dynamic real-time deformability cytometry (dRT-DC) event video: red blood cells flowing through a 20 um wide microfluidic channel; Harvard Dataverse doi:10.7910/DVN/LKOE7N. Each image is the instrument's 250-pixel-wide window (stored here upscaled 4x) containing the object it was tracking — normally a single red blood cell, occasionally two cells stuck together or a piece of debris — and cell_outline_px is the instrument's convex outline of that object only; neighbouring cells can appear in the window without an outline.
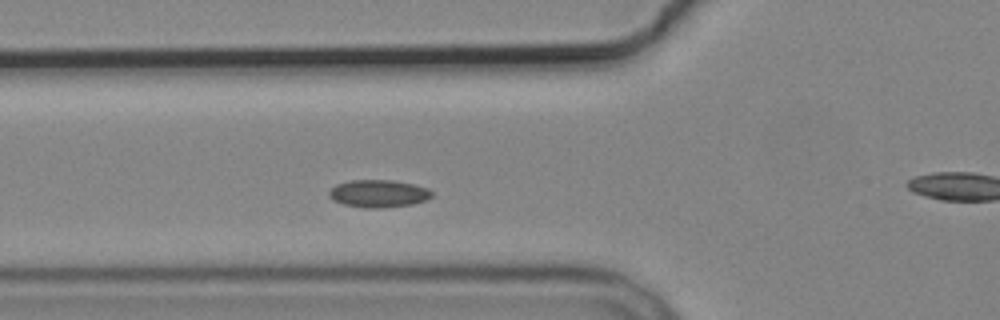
{"species": "common noctule bat (a hibernating species)", "species_latin": "Nyctalus noctula", "temperature_condition": "cold", "stored_images_in_passage": 4, "segment_of_instrument_passage": [1, 2], "camera_frame_rate_fps": 3000, "um_per_image_px": 0.085, "animal": {"sex": "male", "body_mass_g": 19.2, "forearm_length_mm": 51.8}, "frame": {"image": 1, "passage_image": 3, "time_ms": 2.333, "image_size_px": [1000, 320], "cell_outline_px": [[432, 196], [428, 200], [412, 204], [380, 208], [368, 208], [344, 204], [332, 200], [328, 196], [328, 192], [336, 184], [348, 180], [392, 180], [412, 184], [428, 188], [432, 192]], "centroid_in_image_um": [32.16, 16.45], "position_along_channel_um": 93.6, "area_um2": 16.53}}